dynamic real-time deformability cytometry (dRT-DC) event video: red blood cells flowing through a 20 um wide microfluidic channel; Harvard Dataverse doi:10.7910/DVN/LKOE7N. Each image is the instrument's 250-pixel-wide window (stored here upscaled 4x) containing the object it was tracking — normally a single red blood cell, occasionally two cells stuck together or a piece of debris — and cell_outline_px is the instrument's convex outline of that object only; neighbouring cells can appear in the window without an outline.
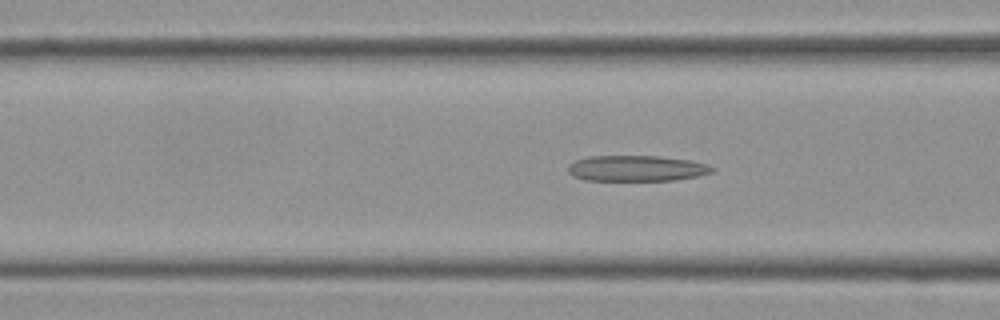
{"species": "Egyptian fruit bat (a non-hibernating species)", "species_latin": "Rousettus aegyptiacus", "temperature_condition": "cold", "stored_images_in_passage": 44, "camera_frame_rate_fps": 3000, "um_per_image_px": 0.085, "frame": {"image": 1, "passage_image": 9, "time_ms": 2.667, "image_size_px": [1000, 320], "cell_outline_px": [[716, 168], [712, 172], [696, 176], [672, 180], [584, 180], [572, 176], [568, 172], [568, 164], [576, 160], [588, 156], [660, 156], [692, 160], [708, 164]], "centroid_in_image_um": [54.1, 14.3], "position_along_channel_um": 112.5, "area_um2": 21.73}}
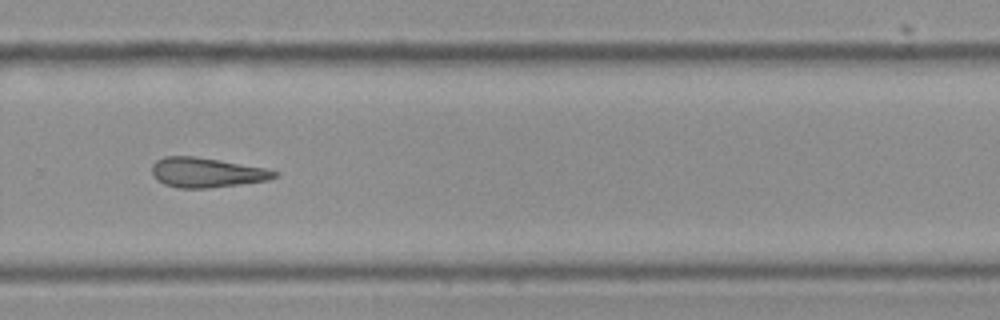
{"frame": {"image": 2, "passage_image": 26, "time_ms": 8.333, "image_size_px": [1000, 320], "cell_outline_px": [[280, 172], [276, 176], [268, 180], [208, 188], [180, 188], [164, 184], [152, 172], [152, 164], [156, 160], [164, 156], [192, 156], [264, 168]], "centroid_in_image_um": [17.54, 14.66], "position_along_channel_um": 312.3, "area_um2": 20.75}}
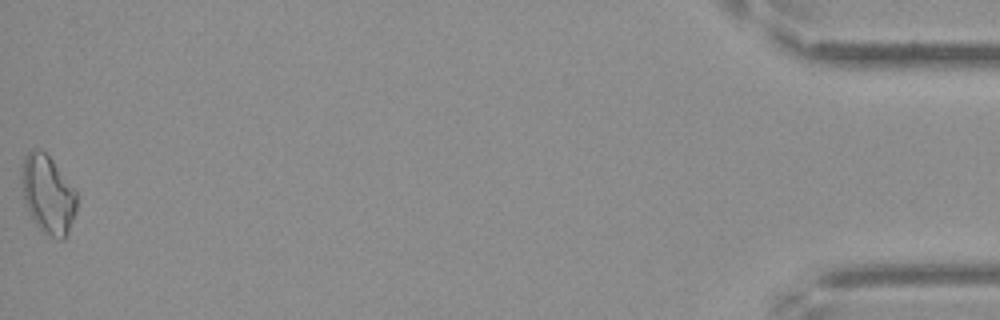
{"frame": {"image": 3, "passage_image": 44, "time_ms": 14.333, "image_size_px": [1000, 320], "cell_outline_px": [[76, 212], [68, 232], [64, 240], [60, 240], [44, 232], [36, 224], [24, 200], [20, 176], [20, 168], [24, 156], [32, 148], [40, 148], [52, 160], [76, 192]], "centroid_in_image_um": [4.04, 16.49], "position_along_channel_um": 431.2, "area_um2": 24.97}, "authors_computed_cell_mechanics": {"area_um2": 21.3282, "velocity_mm_per_s": 3.5228, "shape_relaxation_time_tau1_ms": 9.2749, "shape_relaxation_time_tau2_ms": 5.6407, "deformation_change_tau1": 0.1903, "deformation_change_tau2": 0.1832}}